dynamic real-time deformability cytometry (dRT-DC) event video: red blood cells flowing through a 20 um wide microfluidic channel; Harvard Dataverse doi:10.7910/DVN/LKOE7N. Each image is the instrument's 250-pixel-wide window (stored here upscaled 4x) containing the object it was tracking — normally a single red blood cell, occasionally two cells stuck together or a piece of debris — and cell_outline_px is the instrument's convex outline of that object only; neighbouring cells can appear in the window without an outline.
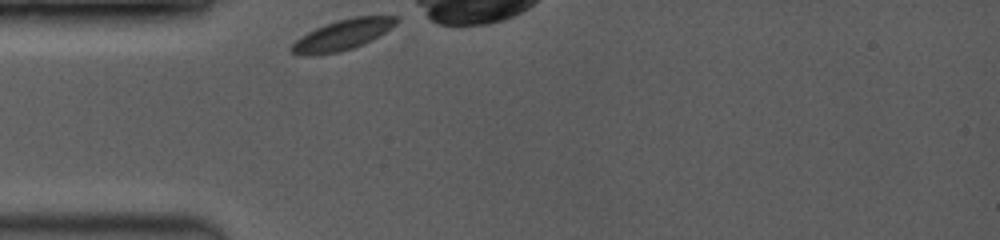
{"species": "common noctule bat (a hibernating species)", "species_latin": "Nyctalus noctula", "temperature_condition": "room temperature", "stored_images_in_passage": 18, "camera_frame_rate_fps": 3500, "um_per_image_px": 0.085, "animal": {"sex": "female", "body_mass_g": 19.0, "forearm_length_mm": 53.3}, "frame": {"image": 1, "passage_image": 1, "time_ms": 0.0, "image_size_px": [1000, 240], "cell_outline_px": [[400, 20], [396, 24], [372, 40], [364, 44], [340, 52], [312, 56], [304, 56], [292, 52], [288, 48], [300, 36], [316, 28], [336, 20], [356, 16], [396, 16]], "centroid_in_image_um": [29.09, 2.98], "position_along_channel_um": 55.9, "area_um2": 18.67}}
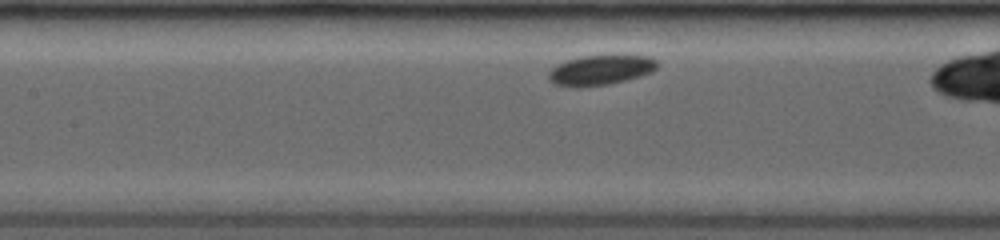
{"frame": {"image": 2, "passage_image": 10, "time_ms": 2.857, "image_size_px": [1000, 240], "cell_outline_px": [[656, 68], [652, 72], [640, 76], [608, 84], [576, 88], [572, 88], [556, 84], [548, 76], [548, 72], [556, 64], [580, 56], [648, 56], [656, 60]], "centroid_in_image_um": [51.01, 5.97], "position_along_channel_um": 156.4, "area_um2": 18.73}}
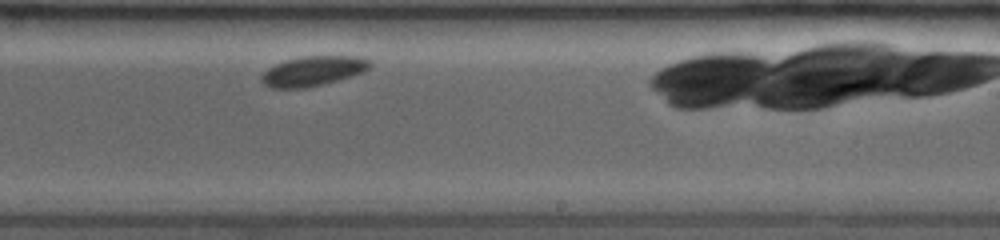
{"frame": {"image": 3, "passage_image": 18, "time_ms": 5.714, "image_size_px": [1000, 240], "cell_outline_px": [[372, 64], [364, 72], [336, 80], [304, 88], [268, 88], [260, 80], [260, 76], [268, 68], [284, 60], [304, 56], [360, 56], [372, 60]], "centroid_in_image_um": [26.6, 6.02], "position_along_channel_um": 262.4, "area_um2": 18.84}}